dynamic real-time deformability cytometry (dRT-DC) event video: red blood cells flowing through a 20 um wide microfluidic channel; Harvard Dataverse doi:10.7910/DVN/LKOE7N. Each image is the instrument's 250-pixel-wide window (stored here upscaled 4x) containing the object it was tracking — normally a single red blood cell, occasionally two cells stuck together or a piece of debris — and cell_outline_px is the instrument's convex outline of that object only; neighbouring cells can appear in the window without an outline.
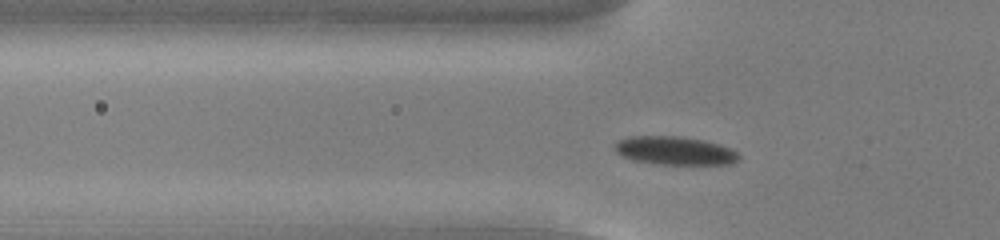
{"species": "common noctule bat (a hibernating species)", "species_latin": "Nyctalus noctula", "temperature_condition": "cold", "stored_images_in_passage": 44, "camera_frame_rate_fps": 3000, "um_per_image_px": 0.085, "animal": {"sex": "male", "body_mass_g": 13.0, "forearm_length_mm": 53.1}, "frame": {"image": 1, "passage_image": 8, "time_ms": 2.333, "image_size_px": [1000, 240], "cell_outline_px": [[740, 160], [728, 164], [656, 164], [632, 160], [616, 152], [612, 148], [620, 140], [632, 136], [676, 136], [704, 140], [728, 148], [736, 152], [740, 156]], "centroid_in_image_um": [57.33, 12.81], "position_along_channel_um": 68.5, "area_um2": 20.29}}
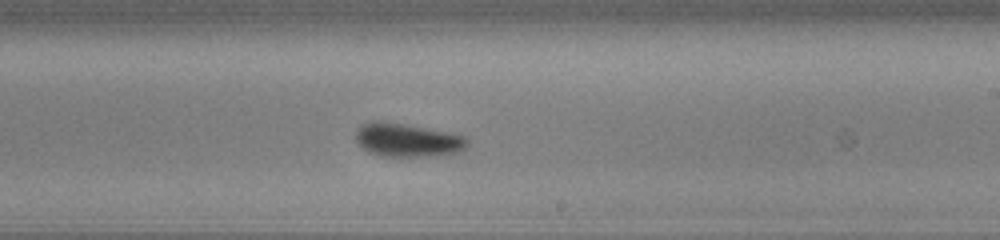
{"frame": {"image": 2, "passage_image": 23, "time_ms": 7.333, "image_size_px": [1000, 240], "cell_outline_px": [[468, 144], [460, 152], [428, 156], [380, 156], [368, 152], [356, 140], [356, 132], [364, 124], [372, 120], [380, 120], [404, 124], [464, 136], [468, 140]], "centroid_in_image_um": [34.6, 11.91], "position_along_channel_um": 254.4, "area_um2": 21.39}}
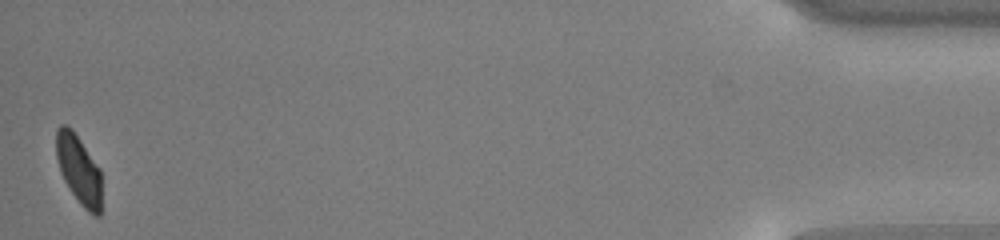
{"frame": {"image": 3, "passage_image": 44, "time_ms": 14.333, "image_size_px": [1000, 240], "cell_outline_px": [[100, 216], [96, 216], [88, 212], [80, 204], [64, 180], [60, 172], [56, 156], [56, 128], [60, 124], [68, 124], [72, 128], [100, 168]], "centroid_in_image_um": [6.67, 14.36], "position_along_channel_um": 428.5, "area_um2": 18.26}, "authors_computed_cell_mechanics": {"area_um2": 20.8658, "velocity_mm_per_s": 3.7474, "shape_relaxation_time_tau1_ms": 2.2889, "shape_relaxation_time_tau2_ms": 6.0991, "deformation_change_tau1": 0.0809, "deformation_change_tau2": 0.08}}